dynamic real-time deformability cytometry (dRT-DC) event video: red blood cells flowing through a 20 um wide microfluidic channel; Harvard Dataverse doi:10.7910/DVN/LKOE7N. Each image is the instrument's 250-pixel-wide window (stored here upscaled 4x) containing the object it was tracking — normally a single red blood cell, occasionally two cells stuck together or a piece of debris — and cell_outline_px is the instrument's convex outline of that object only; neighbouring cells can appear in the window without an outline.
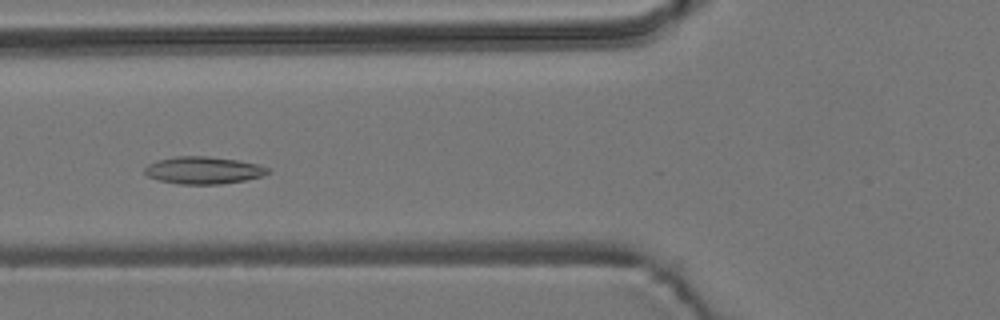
{"species": "common noctule bat (a hibernating species)", "species_latin": "Nyctalus noctula", "temperature_condition": "room temperature", "stored_images_in_passage": 3, "camera_frame_rate_fps": 3000, "um_per_image_px": 0.085, "animal": {"sex": "male", "body_mass_g": 19.2, "forearm_length_mm": 51.8}, "frame": {"image": 1, "passage_image": 3, "time_ms": 2.333, "image_size_px": [1000, 320], "cell_outline_px": [[272, 172], [264, 176], [244, 180], [220, 184], [180, 184], [160, 180], [148, 176], [144, 172], [144, 168], [148, 164], [156, 160], [176, 156], [208, 156], [236, 160], [256, 164], [272, 168]], "centroid_in_image_um": [17.32, 14.47], "position_along_channel_um": 108.5, "area_um2": 19.65}}